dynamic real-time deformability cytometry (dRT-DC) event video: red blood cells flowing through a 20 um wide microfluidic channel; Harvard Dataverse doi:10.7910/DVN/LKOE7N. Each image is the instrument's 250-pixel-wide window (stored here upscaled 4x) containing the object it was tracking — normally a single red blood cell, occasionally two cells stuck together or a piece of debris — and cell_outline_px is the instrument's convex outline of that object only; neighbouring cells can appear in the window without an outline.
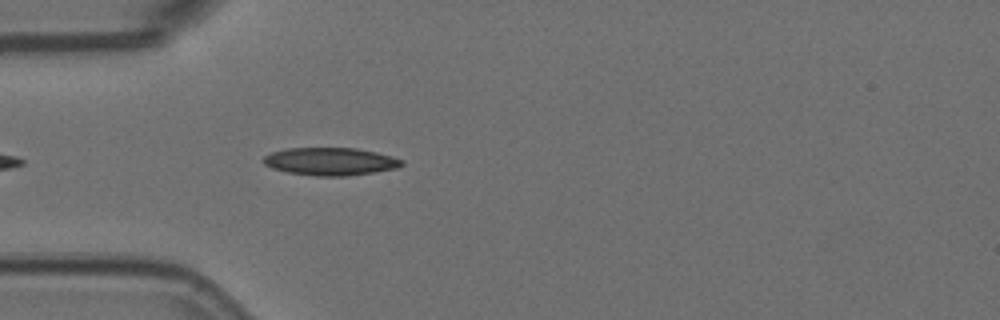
{"species": "Egyptian fruit bat (a non-hibernating species)", "species_latin": "Rousettus aegyptiacus", "temperature_condition": "room temperature", "stored_images_in_passage": 5, "camera_frame_rate_fps": 3000, "um_per_image_px": 0.085, "animal": {"sex": "female"}, "frame": {"image": 1, "passage_image": 5, "time_ms": 1.333, "image_size_px": [1000, 320], "cell_outline_px": [[404, 164], [396, 168], [348, 176], [316, 176], [288, 172], [272, 168], [264, 164], [264, 156], [272, 152], [288, 148], [356, 148], [376, 152], [392, 156], [404, 160]], "centroid_in_image_um": [28.1, 13.72], "position_along_channel_um": 56.9, "area_um2": 22.25}}